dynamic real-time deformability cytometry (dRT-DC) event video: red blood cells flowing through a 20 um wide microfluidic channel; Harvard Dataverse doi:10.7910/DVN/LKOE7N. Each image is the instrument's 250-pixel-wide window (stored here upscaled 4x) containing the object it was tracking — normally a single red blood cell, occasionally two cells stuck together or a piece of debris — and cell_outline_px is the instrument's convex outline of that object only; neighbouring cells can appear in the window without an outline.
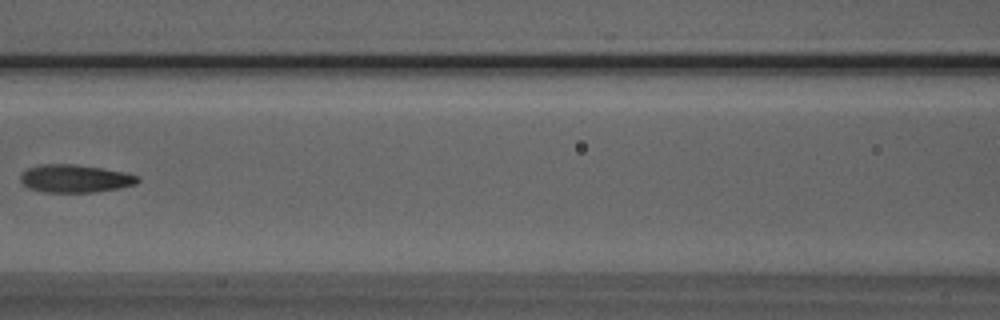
{"species": "Egyptian fruit bat (a non-hibernating species)", "species_latin": "Rousettus aegyptiacus", "temperature_condition": "room temperature", "stored_images_in_passage": 7, "camera_frame_rate_fps": 3000, "um_per_image_px": 0.085, "animal": {"sex": "male"}, "frame": {"image": 1, "passage_image": 6, "time_ms": 6.667, "image_size_px": [1000, 320], "cell_outline_px": [[140, 180], [136, 184], [120, 188], [92, 192], [44, 192], [28, 188], [20, 180], [20, 172], [28, 168], [40, 164], [72, 164], [104, 168], [128, 172], [140, 176]], "centroid_in_image_um": [6.4, 15.17], "position_along_channel_um": 160.2, "area_um2": 19.31}}
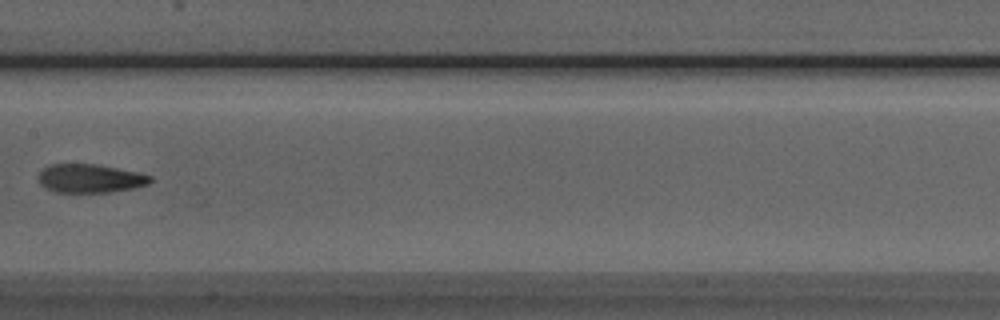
{"frame": {"image": 2, "passage_image": 7, "time_ms": 7.667, "image_size_px": [1000, 320], "cell_outline_px": [[152, 180], [148, 184], [132, 188], [108, 192], [56, 192], [44, 188], [40, 184], [36, 176], [48, 164], [96, 164], [140, 172], [152, 176]], "centroid_in_image_um": [7.63, 15.16], "position_along_channel_um": 199.8, "area_um2": 18.79}}